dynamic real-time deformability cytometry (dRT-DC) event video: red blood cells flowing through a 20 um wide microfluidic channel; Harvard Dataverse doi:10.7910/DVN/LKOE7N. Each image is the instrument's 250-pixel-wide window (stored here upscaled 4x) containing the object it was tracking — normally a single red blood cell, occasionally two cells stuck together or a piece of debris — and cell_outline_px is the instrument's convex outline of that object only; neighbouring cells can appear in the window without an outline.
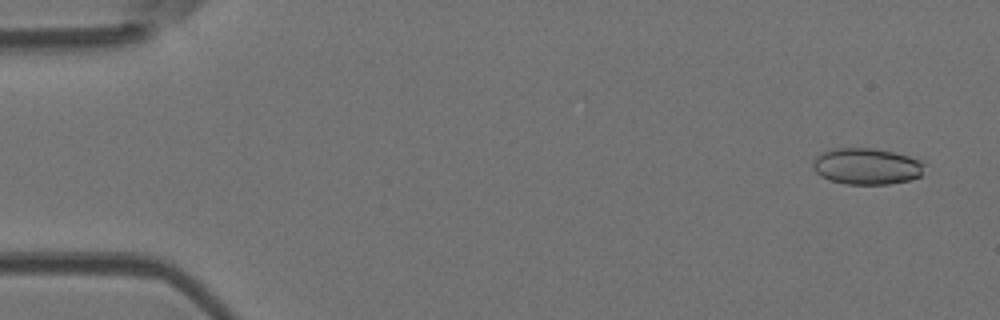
{"species": "Egyptian fruit bat (a non-hibernating species)", "species_latin": "Rousettus aegyptiacus", "temperature_condition": "room temperature", "stored_images_in_passage": 6, "camera_frame_rate_fps": 3000, "um_per_image_px": 0.085, "animal": {"sex": "female"}, "frame": {"image": 1, "passage_image": 1, "time_ms": 0.0, "image_size_px": [1000, 320], "cell_outline_px": [[928, 164], [920, 176], [912, 180], [888, 184], [844, 184], [828, 180], [820, 176], [812, 168], [812, 164], [816, 156], [820, 152], [836, 148], [872, 148], [892, 152], [908, 156]], "centroid_in_image_um": [73.66, 14.14], "position_along_channel_um": 11.3, "area_um2": 23.93}}
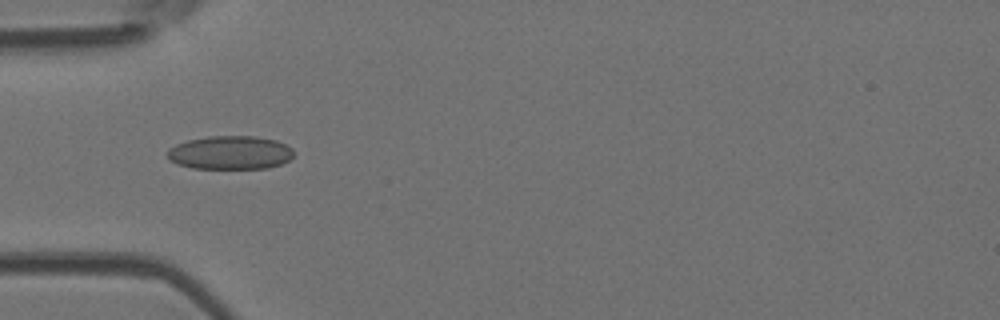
{"frame": {"image": 2, "passage_image": 5, "time_ms": 4.667, "image_size_px": [1000, 320], "cell_outline_px": [[292, 156], [288, 160], [280, 164], [268, 168], [192, 168], [176, 164], [168, 160], [168, 148], [176, 144], [188, 140], [208, 136], [256, 136], [276, 140], [292, 148]], "centroid_in_image_um": [19.53, 12.97], "position_along_channel_um": 65.5, "area_um2": 24.68}}
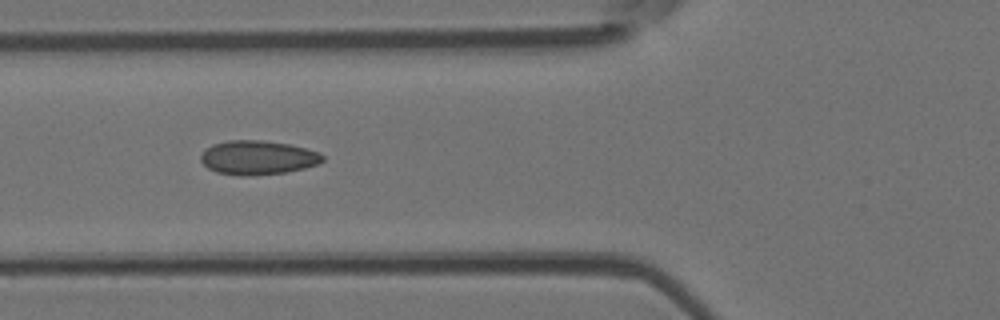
{"frame": {"image": 3, "passage_image": 6, "time_ms": 5.667, "image_size_px": [1000, 320], "cell_outline_px": [[324, 160], [316, 164], [304, 168], [284, 172], [252, 176], [240, 176], [216, 172], [208, 168], [200, 160], [200, 156], [212, 144], [228, 140], [260, 140], [288, 144], [320, 152], [324, 156]], "centroid_in_image_um": [21.9, 13.4], "position_along_channel_um": 103.9, "area_um2": 24.1}}